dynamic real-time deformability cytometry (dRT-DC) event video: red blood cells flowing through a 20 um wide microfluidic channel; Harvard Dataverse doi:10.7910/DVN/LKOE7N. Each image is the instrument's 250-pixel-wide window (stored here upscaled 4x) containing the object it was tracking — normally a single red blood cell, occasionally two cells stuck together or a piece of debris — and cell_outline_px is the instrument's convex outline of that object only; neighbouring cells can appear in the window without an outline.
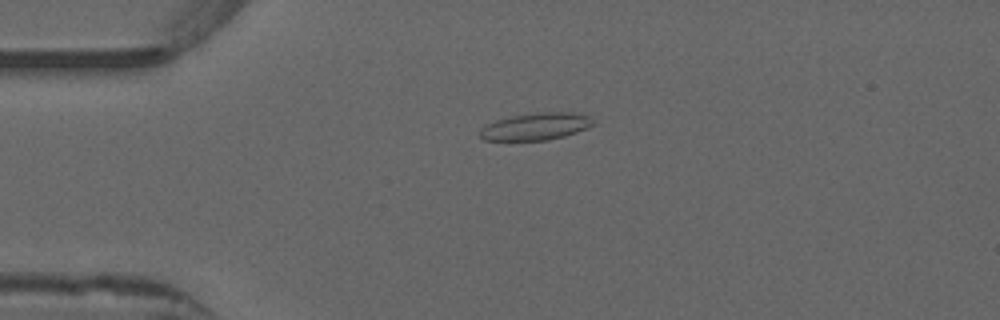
{"species": "common noctule bat (a hibernating species)", "species_latin": "Nyctalus noctula", "temperature_condition": "warm", "stored_images_in_passage": 53, "camera_frame_rate_fps": 3000, "um_per_image_px": 0.085, "animal": {"sex": "male", "forearm_length_mm": 52.5}, "frame": {"image": 1, "passage_image": 13, "time_ms": 4.0, "image_size_px": [1000, 320], "cell_outline_px": [[596, 124], [588, 128], [564, 136], [548, 140], [484, 140], [480, 136], [480, 132], [484, 124], [496, 120], [512, 116], [532, 112], [572, 112], [588, 116]], "centroid_in_image_um": [45.55, 10.74], "position_along_channel_um": 39.5, "area_um2": 17.98}}
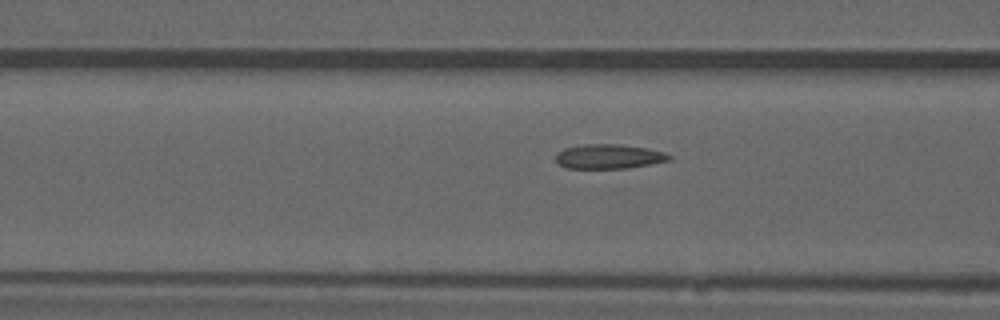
{"frame": {"image": 2, "passage_image": 21, "time_ms": 6.667, "image_size_px": [1000, 320], "cell_outline_px": [[672, 160], [628, 168], [568, 168], [556, 164], [556, 152], [564, 148], [584, 144], [616, 144], [648, 148], [664, 152], [672, 156]], "centroid_in_image_um": [51.74, 13.3], "position_along_channel_um": 114.9, "area_um2": 16.3}}
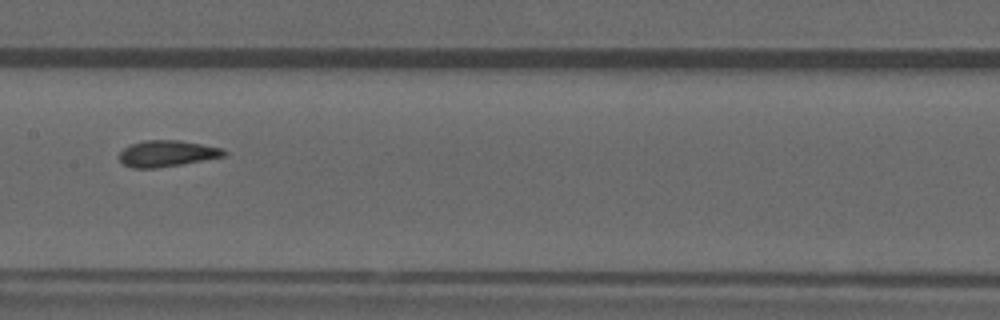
{"frame": {"image": 3, "passage_image": 27, "time_ms": 8.667, "image_size_px": [1000, 320], "cell_outline_px": [[228, 152], [224, 156], [180, 164], [156, 168], [132, 168], [124, 164], [120, 160], [120, 152], [124, 148], [132, 144], [144, 140], [180, 140], [224, 148]], "centroid_in_image_um": [14.21, 13.04], "position_along_channel_um": 193.2, "area_um2": 15.9}, "authors_computed_cell_mechanics": {"area_um2": 16.1262, "velocity_mm_per_s": 3.9199, "shape_relaxation_time_tau1_ms": 9.4114, "shape_relaxation_time_tau2_ms": 0.7902, "deformation_change_tau1": 0.2246, "deformation_change_tau2": 0.0606}}